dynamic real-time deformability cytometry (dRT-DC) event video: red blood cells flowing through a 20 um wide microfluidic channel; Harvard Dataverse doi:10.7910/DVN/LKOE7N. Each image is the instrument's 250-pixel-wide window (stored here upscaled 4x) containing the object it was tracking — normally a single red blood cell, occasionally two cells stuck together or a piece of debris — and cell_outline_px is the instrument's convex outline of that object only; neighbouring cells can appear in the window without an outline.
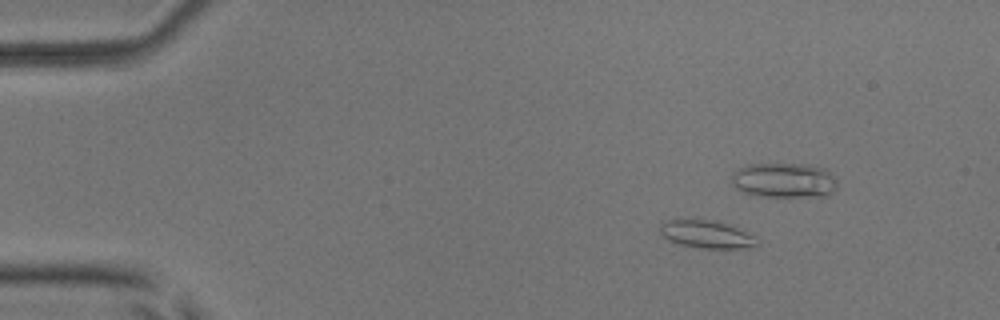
{"species": "common noctule bat (a hibernating species)", "species_latin": "Nyctalus noctula", "temperature_condition": "room temperature", "stored_images_in_passage": 6, "camera_frame_rate_fps": 3000, "um_per_image_px": 0.085, "animal": {"sex": "male", "body_mass_g": 17.9, "forearm_length_mm": 54.2}, "frame": {"image": 1, "passage_image": 2, "time_ms": 1.0, "image_size_px": [1000, 320], "cell_outline_px": [[760, 244], [756, 248], [700, 248], [680, 244], [668, 240], [660, 232], [660, 224], [668, 220], [708, 220], [724, 224], [736, 228], [756, 236]], "centroid_in_image_um": [60.11, 19.95], "position_along_channel_um": 24.9, "area_um2": 15.49}}
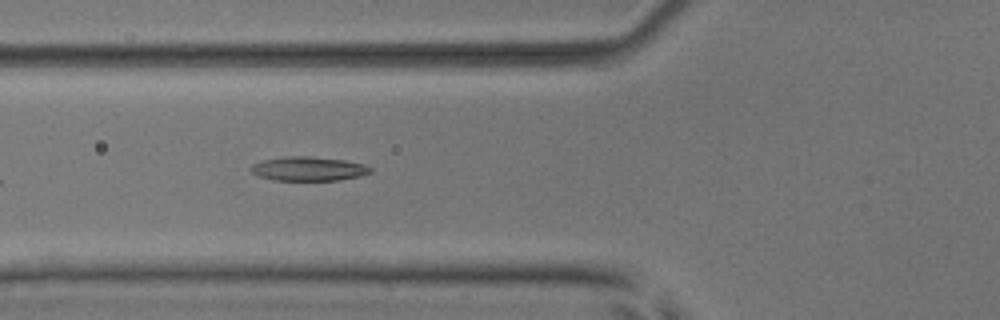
{"frame": {"image": 2, "passage_image": 6, "time_ms": 5.667, "image_size_px": [1000, 320], "cell_outline_px": [[372, 172], [360, 176], [340, 180], [272, 180], [260, 176], [252, 172], [248, 168], [252, 164], [260, 160], [284, 156], [308, 156], [344, 160], [364, 164], [372, 168]], "centroid_in_image_um": [26.19, 14.34], "position_along_channel_um": 99.6, "area_um2": 16.94}}